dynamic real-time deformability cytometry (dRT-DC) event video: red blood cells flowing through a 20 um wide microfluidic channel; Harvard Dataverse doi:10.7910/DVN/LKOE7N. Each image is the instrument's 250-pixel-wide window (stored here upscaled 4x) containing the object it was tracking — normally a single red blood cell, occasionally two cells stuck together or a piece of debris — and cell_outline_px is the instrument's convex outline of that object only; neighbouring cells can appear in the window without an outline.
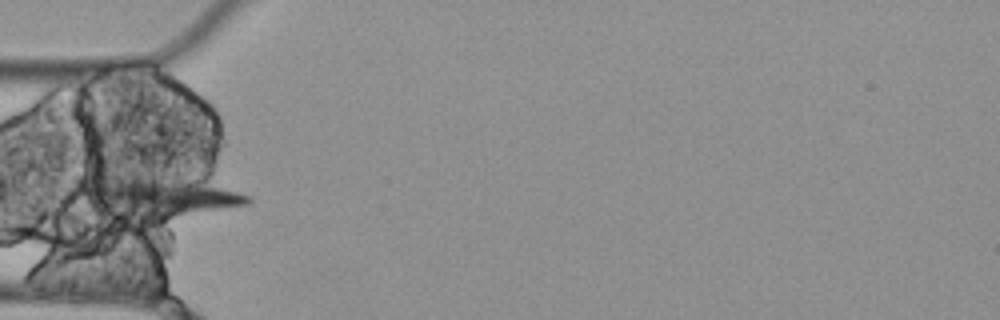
{"species": "Egyptian fruit bat (a non-hibernating species)", "species_latin": "Rousettus aegyptiacus", "temperature_condition": "cold", "stored_images_in_passage": 11, "segment_of_instrument_passage": [2, 3], "camera_frame_rate_fps": 3000, "um_per_image_px": 0.085, "animal": {"sex": "female"}, "frame": {"image": 1, "passage_image": 4, "time_ms": 1.0, "image_size_px": [1000, 320], "cell_outline_px": [[252, 200], [248, 204], [172, 216], [120, 216], [96, 208], [88, 200], [92, 180], [164, 172], [204, 172], [252, 196]], "centroid_in_image_um": [13.97, 16.52], "position_along_channel_um": 71.0, "area_um2": 40.29}}